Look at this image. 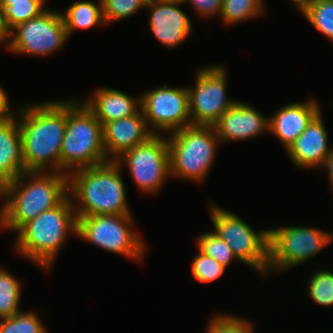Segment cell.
Segmentation results:
<instances>
[{"mask_svg": "<svg viewBox=\"0 0 333 333\" xmlns=\"http://www.w3.org/2000/svg\"><path fill=\"white\" fill-rule=\"evenodd\" d=\"M140 104L153 134L159 135L162 131L171 134L192 125L187 87L162 85L140 95Z\"/></svg>", "mask_w": 333, "mask_h": 333, "instance_id": "13", "label": "cell"}, {"mask_svg": "<svg viewBox=\"0 0 333 333\" xmlns=\"http://www.w3.org/2000/svg\"><path fill=\"white\" fill-rule=\"evenodd\" d=\"M302 15L333 42V0H315Z\"/></svg>", "mask_w": 333, "mask_h": 333, "instance_id": "25", "label": "cell"}, {"mask_svg": "<svg viewBox=\"0 0 333 333\" xmlns=\"http://www.w3.org/2000/svg\"><path fill=\"white\" fill-rule=\"evenodd\" d=\"M184 2L149 0L145 8L150 11L149 27L155 38L166 48L181 45L193 32L192 22L180 9Z\"/></svg>", "mask_w": 333, "mask_h": 333, "instance_id": "14", "label": "cell"}, {"mask_svg": "<svg viewBox=\"0 0 333 333\" xmlns=\"http://www.w3.org/2000/svg\"><path fill=\"white\" fill-rule=\"evenodd\" d=\"M125 167L140 191L157 193L170 177L168 139L161 133L125 151L115 160Z\"/></svg>", "mask_w": 333, "mask_h": 333, "instance_id": "11", "label": "cell"}, {"mask_svg": "<svg viewBox=\"0 0 333 333\" xmlns=\"http://www.w3.org/2000/svg\"><path fill=\"white\" fill-rule=\"evenodd\" d=\"M24 172L18 118L0 120V178L9 184Z\"/></svg>", "mask_w": 333, "mask_h": 333, "instance_id": "20", "label": "cell"}, {"mask_svg": "<svg viewBox=\"0 0 333 333\" xmlns=\"http://www.w3.org/2000/svg\"><path fill=\"white\" fill-rule=\"evenodd\" d=\"M171 1L185 2V0H171Z\"/></svg>", "mask_w": 333, "mask_h": 333, "instance_id": "38", "label": "cell"}, {"mask_svg": "<svg viewBox=\"0 0 333 333\" xmlns=\"http://www.w3.org/2000/svg\"><path fill=\"white\" fill-rule=\"evenodd\" d=\"M187 1L201 17L209 18L221 14L223 0H185L184 3Z\"/></svg>", "mask_w": 333, "mask_h": 333, "instance_id": "32", "label": "cell"}, {"mask_svg": "<svg viewBox=\"0 0 333 333\" xmlns=\"http://www.w3.org/2000/svg\"><path fill=\"white\" fill-rule=\"evenodd\" d=\"M0 333H46V327L37 313L20 311L0 319Z\"/></svg>", "mask_w": 333, "mask_h": 333, "instance_id": "26", "label": "cell"}, {"mask_svg": "<svg viewBox=\"0 0 333 333\" xmlns=\"http://www.w3.org/2000/svg\"><path fill=\"white\" fill-rule=\"evenodd\" d=\"M227 69L208 65L197 71L195 87L189 92V113L194 126H214L237 100L227 98Z\"/></svg>", "mask_w": 333, "mask_h": 333, "instance_id": "10", "label": "cell"}, {"mask_svg": "<svg viewBox=\"0 0 333 333\" xmlns=\"http://www.w3.org/2000/svg\"><path fill=\"white\" fill-rule=\"evenodd\" d=\"M328 139L320 111L286 151L295 167L299 169L321 168L325 158L333 151V147L328 145Z\"/></svg>", "mask_w": 333, "mask_h": 333, "instance_id": "17", "label": "cell"}, {"mask_svg": "<svg viewBox=\"0 0 333 333\" xmlns=\"http://www.w3.org/2000/svg\"><path fill=\"white\" fill-rule=\"evenodd\" d=\"M296 5L297 9L300 10V13H304L313 2L312 0H290Z\"/></svg>", "mask_w": 333, "mask_h": 333, "instance_id": "37", "label": "cell"}, {"mask_svg": "<svg viewBox=\"0 0 333 333\" xmlns=\"http://www.w3.org/2000/svg\"><path fill=\"white\" fill-rule=\"evenodd\" d=\"M110 161L103 145L102 124L95 114L78 99L67 100V124L61 146V172Z\"/></svg>", "mask_w": 333, "mask_h": 333, "instance_id": "5", "label": "cell"}, {"mask_svg": "<svg viewBox=\"0 0 333 333\" xmlns=\"http://www.w3.org/2000/svg\"><path fill=\"white\" fill-rule=\"evenodd\" d=\"M213 127L221 143L242 141L269 131V117L250 104L237 100Z\"/></svg>", "mask_w": 333, "mask_h": 333, "instance_id": "15", "label": "cell"}, {"mask_svg": "<svg viewBox=\"0 0 333 333\" xmlns=\"http://www.w3.org/2000/svg\"><path fill=\"white\" fill-rule=\"evenodd\" d=\"M24 106L20 107L17 118L22 137L25 172H61V146L67 124V100H50Z\"/></svg>", "mask_w": 333, "mask_h": 333, "instance_id": "1", "label": "cell"}, {"mask_svg": "<svg viewBox=\"0 0 333 333\" xmlns=\"http://www.w3.org/2000/svg\"><path fill=\"white\" fill-rule=\"evenodd\" d=\"M68 37L77 29H89L105 25L102 13V1H78L71 4L62 14Z\"/></svg>", "mask_w": 333, "mask_h": 333, "instance_id": "21", "label": "cell"}, {"mask_svg": "<svg viewBox=\"0 0 333 333\" xmlns=\"http://www.w3.org/2000/svg\"><path fill=\"white\" fill-rule=\"evenodd\" d=\"M70 234L77 235V216L68 194L56 207L42 212L17 231L14 250L49 271Z\"/></svg>", "mask_w": 333, "mask_h": 333, "instance_id": "4", "label": "cell"}, {"mask_svg": "<svg viewBox=\"0 0 333 333\" xmlns=\"http://www.w3.org/2000/svg\"><path fill=\"white\" fill-rule=\"evenodd\" d=\"M226 267L198 250L191 263L193 277L201 283H211L220 278Z\"/></svg>", "mask_w": 333, "mask_h": 333, "instance_id": "31", "label": "cell"}, {"mask_svg": "<svg viewBox=\"0 0 333 333\" xmlns=\"http://www.w3.org/2000/svg\"><path fill=\"white\" fill-rule=\"evenodd\" d=\"M105 24L130 17L145 8L147 0H101Z\"/></svg>", "mask_w": 333, "mask_h": 333, "instance_id": "29", "label": "cell"}, {"mask_svg": "<svg viewBox=\"0 0 333 333\" xmlns=\"http://www.w3.org/2000/svg\"><path fill=\"white\" fill-rule=\"evenodd\" d=\"M7 183L0 178V197L4 198V204L0 208V219L3 217L6 208Z\"/></svg>", "mask_w": 333, "mask_h": 333, "instance_id": "36", "label": "cell"}, {"mask_svg": "<svg viewBox=\"0 0 333 333\" xmlns=\"http://www.w3.org/2000/svg\"><path fill=\"white\" fill-rule=\"evenodd\" d=\"M316 99L293 102L282 106L271 117L269 116V131L277 137L287 149L306 129L311 120L321 111Z\"/></svg>", "mask_w": 333, "mask_h": 333, "instance_id": "18", "label": "cell"}, {"mask_svg": "<svg viewBox=\"0 0 333 333\" xmlns=\"http://www.w3.org/2000/svg\"><path fill=\"white\" fill-rule=\"evenodd\" d=\"M4 19L10 31L18 24L42 14L45 0H0Z\"/></svg>", "mask_w": 333, "mask_h": 333, "instance_id": "22", "label": "cell"}, {"mask_svg": "<svg viewBox=\"0 0 333 333\" xmlns=\"http://www.w3.org/2000/svg\"><path fill=\"white\" fill-rule=\"evenodd\" d=\"M103 145L109 160H116L128 149L146 142L154 134L140 109L136 114L102 125Z\"/></svg>", "mask_w": 333, "mask_h": 333, "instance_id": "16", "label": "cell"}, {"mask_svg": "<svg viewBox=\"0 0 333 333\" xmlns=\"http://www.w3.org/2000/svg\"><path fill=\"white\" fill-rule=\"evenodd\" d=\"M309 279L308 295L315 304L333 306V272L326 270H315Z\"/></svg>", "mask_w": 333, "mask_h": 333, "instance_id": "28", "label": "cell"}, {"mask_svg": "<svg viewBox=\"0 0 333 333\" xmlns=\"http://www.w3.org/2000/svg\"><path fill=\"white\" fill-rule=\"evenodd\" d=\"M332 242V231L294 225L269 228L268 273L305 263Z\"/></svg>", "mask_w": 333, "mask_h": 333, "instance_id": "9", "label": "cell"}, {"mask_svg": "<svg viewBox=\"0 0 333 333\" xmlns=\"http://www.w3.org/2000/svg\"><path fill=\"white\" fill-rule=\"evenodd\" d=\"M21 287L16 277L0 267V319L20 312Z\"/></svg>", "mask_w": 333, "mask_h": 333, "instance_id": "24", "label": "cell"}, {"mask_svg": "<svg viewBox=\"0 0 333 333\" xmlns=\"http://www.w3.org/2000/svg\"><path fill=\"white\" fill-rule=\"evenodd\" d=\"M84 103L102 125L132 116L141 109L140 96L134 98L122 91L107 87H97L93 96Z\"/></svg>", "mask_w": 333, "mask_h": 333, "instance_id": "19", "label": "cell"}, {"mask_svg": "<svg viewBox=\"0 0 333 333\" xmlns=\"http://www.w3.org/2000/svg\"><path fill=\"white\" fill-rule=\"evenodd\" d=\"M8 99L9 98L7 96V93L0 85V120H5L17 116L18 112H12V109L10 107L11 105H9L10 102Z\"/></svg>", "mask_w": 333, "mask_h": 333, "instance_id": "33", "label": "cell"}, {"mask_svg": "<svg viewBox=\"0 0 333 333\" xmlns=\"http://www.w3.org/2000/svg\"><path fill=\"white\" fill-rule=\"evenodd\" d=\"M11 31L7 26L6 20L4 19L1 5H0V43L6 45V49L9 45Z\"/></svg>", "mask_w": 333, "mask_h": 333, "instance_id": "34", "label": "cell"}, {"mask_svg": "<svg viewBox=\"0 0 333 333\" xmlns=\"http://www.w3.org/2000/svg\"><path fill=\"white\" fill-rule=\"evenodd\" d=\"M209 208L214 232L229 245L238 261L268 275L269 229L257 232L235 213L213 202Z\"/></svg>", "mask_w": 333, "mask_h": 333, "instance_id": "7", "label": "cell"}, {"mask_svg": "<svg viewBox=\"0 0 333 333\" xmlns=\"http://www.w3.org/2000/svg\"><path fill=\"white\" fill-rule=\"evenodd\" d=\"M197 247L200 252L214 258L226 268L230 262L237 260L229 245L214 231L200 234L197 238Z\"/></svg>", "mask_w": 333, "mask_h": 333, "instance_id": "27", "label": "cell"}, {"mask_svg": "<svg viewBox=\"0 0 333 333\" xmlns=\"http://www.w3.org/2000/svg\"><path fill=\"white\" fill-rule=\"evenodd\" d=\"M323 166L327 170L328 177H329L328 179L330 182L329 185L331 186L332 191H333V151L325 158L321 167L323 168Z\"/></svg>", "mask_w": 333, "mask_h": 333, "instance_id": "35", "label": "cell"}, {"mask_svg": "<svg viewBox=\"0 0 333 333\" xmlns=\"http://www.w3.org/2000/svg\"><path fill=\"white\" fill-rule=\"evenodd\" d=\"M68 195V174L26 171L7 184L6 208L0 228L18 231Z\"/></svg>", "mask_w": 333, "mask_h": 333, "instance_id": "3", "label": "cell"}, {"mask_svg": "<svg viewBox=\"0 0 333 333\" xmlns=\"http://www.w3.org/2000/svg\"><path fill=\"white\" fill-rule=\"evenodd\" d=\"M263 0H223L220 18L227 25L255 19L264 13Z\"/></svg>", "mask_w": 333, "mask_h": 333, "instance_id": "23", "label": "cell"}, {"mask_svg": "<svg viewBox=\"0 0 333 333\" xmlns=\"http://www.w3.org/2000/svg\"><path fill=\"white\" fill-rule=\"evenodd\" d=\"M121 168L119 163L110 160L68 175V194L76 216L132 214Z\"/></svg>", "mask_w": 333, "mask_h": 333, "instance_id": "2", "label": "cell"}, {"mask_svg": "<svg viewBox=\"0 0 333 333\" xmlns=\"http://www.w3.org/2000/svg\"><path fill=\"white\" fill-rule=\"evenodd\" d=\"M134 224L132 214L77 216L76 236L139 262L145 257L147 247L132 227Z\"/></svg>", "mask_w": 333, "mask_h": 333, "instance_id": "8", "label": "cell"}, {"mask_svg": "<svg viewBox=\"0 0 333 333\" xmlns=\"http://www.w3.org/2000/svg\"><path fill=\"white\" fill-rule=\"evenodd\" d=\"M213 317V318H212ZM209 320L206 333H253L252 322L233 314L217 313Z\"/></svg>", "mask_w": 333, "mask_h": 333, "instance_id": "30", "label": "cell"}, {"mask_svg": "<svg viewBox=\"0 0 333 333\" xmlns=\"http://www.w3.org/2000/svg\"><path fill=\"white\" fill-rule=\"evenodd\" d=\"M167 139L170 176L203 183L221 144L215 128L191 125L169 134Z\"/></svg>", "mask_w": 333, "mask_h": 333, "instance_id": "6", "label": "cell"}, {"mask_svg": "<svg viewBox=\"0 0 333 333\" xmlns=\"http://www.w3.org/2000/svg\"><path fill=\"white\" fill-rule=\"evenodd\" d=\"M68 39L62 14L46 9L11 30L7 49L15 54L43 57L60 50Z\"/></svg>", "mask_w": 333, "mask_h": 333, "instance_id": "12", "label": "cell"}]
</instances>
